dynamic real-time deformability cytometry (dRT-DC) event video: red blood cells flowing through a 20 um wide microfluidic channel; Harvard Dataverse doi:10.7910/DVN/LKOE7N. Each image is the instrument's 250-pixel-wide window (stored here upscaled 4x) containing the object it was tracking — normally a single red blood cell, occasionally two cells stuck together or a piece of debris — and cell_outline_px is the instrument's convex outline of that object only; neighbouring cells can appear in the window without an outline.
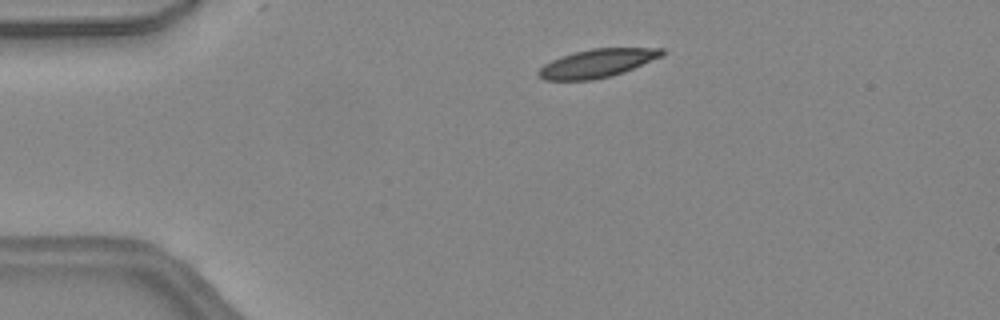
{"species": "common noctule bat (a hibernating species)", "species_latin": "Nyctalus noctula", "temperature_condition": "warm", "stored_images_in_passage": 5, "camera_frame_rate_fps": 3000, "um_per_image_px": 0.085, "animal": {"sex": "female", "body_mass_g": 24.6, "forearm_length_mm": 56.2}, "frame": {"image": 1, "passage_image": 2, "time_ms": 0.333, "image_size_px": [1000, 320], "cell_outline_px": [[664, 56], [624, 72], [612, 76], [592, 80], [544, 80], [536, 76], [536, 72], [544, 64], [552, 60], [576, 52], [592, 48], [664, 48]], "centroid_in_image_um": [50.78, 5.39], "position_along_channel_um": 34.2, "area_um2": 20.46}}